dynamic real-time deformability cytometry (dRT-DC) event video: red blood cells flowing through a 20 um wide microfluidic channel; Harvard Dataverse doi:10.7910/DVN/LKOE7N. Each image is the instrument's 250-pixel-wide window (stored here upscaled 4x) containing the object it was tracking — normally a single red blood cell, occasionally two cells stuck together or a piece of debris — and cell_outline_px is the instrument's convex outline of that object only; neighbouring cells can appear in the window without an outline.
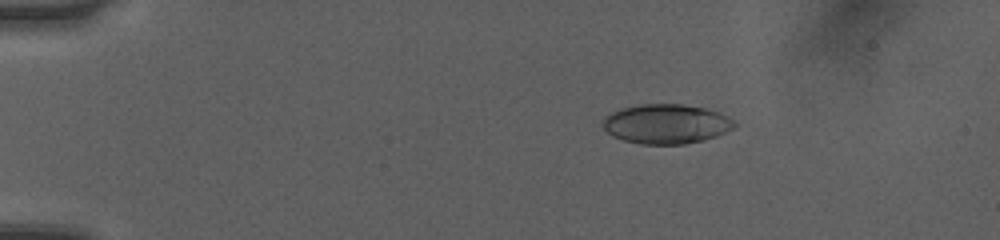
{"species": "human", "species_latin": "Homo sapiens", "temperature_condition": "room temperature", "stored_images_in_passage": 51, "camera_frame_rate_fps": 3000, "um_per_image_px": 0.085, "donor": {"sex": "female"}, "frame": {"image": 1, "passage_image": 9, "time_ms": 2.667, "image_size_px": [1000, 240], "cell_outline_px": [[736, 124], [732, 128], [716, 136], [704, 140], [684, 144], [640, 144], [624, 140], [612, 136], [604, 128], [604, 120], [612, 112], [620, 108], [640, 104], [680, 104], [704, 108], [720, 112], [728, 116]], "centroid_in_image_um": [56.64, 10.53], "position_along_channel_um": 28.4, "area_um2": 30.11}}
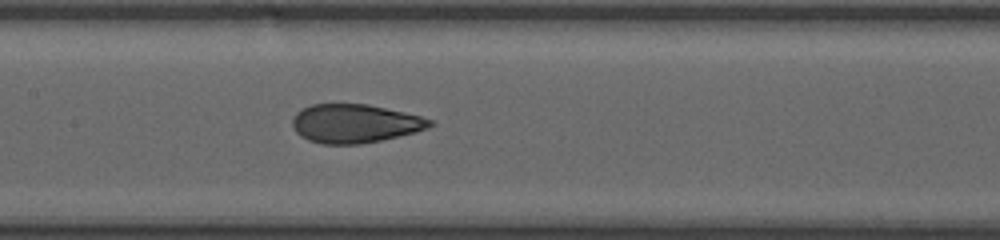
{"frame": {"image": 2, "passage_image": 26, "time_ms": 8.333, "image_size_px": [1000, 240], "cell_outline_px": [[436, 124], [428, 128], [416, 132], [380, 140], [360, 144], [324, 144], [308, 140], [300, 136], [296, 132], [292, 124], [292, 120], [296, 112], [312, 104], [368, 104], [404, 112], [420, 116], [432, 120]], "centroid_in_image_um": [30.17, 10.5], "position_along_channel_um": 177.2, "area_um2": 30.92}}
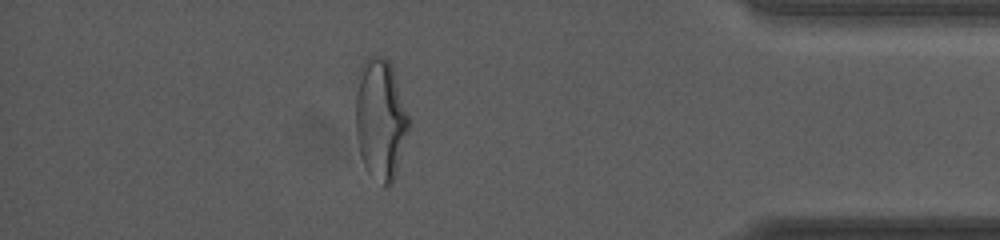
{"frame": {"image": 3, "passage_image": 45, "time_ms": 14.667, "image_size_px": [1000, 240], "cell_outline_px": [[408, 128], [396, 172], [392, 184], [384, 184], [368, 172], [360, 156], [356, 136], [356, 96], [360, 68], [364, 60], [368, 56], [384, 56], [388, 60], [392, 68], [408, 116]], "centroid_in_image_um": [32.3, 10.1], "position_along_channel_um": 402.9, "area_um2": 36.53}, "authors_computed_cell_mechanics": {"area_um2": 31.7322, "velocity_mm_per_s": 4.0809, "shape_relaxation_time_tau1_ms": 6.7949, "shape_relaxation_time_tau2_ms": 1.1964, "deformation_change_tau1": 0.2268, "deformation_change_tau2": 0.0783}}